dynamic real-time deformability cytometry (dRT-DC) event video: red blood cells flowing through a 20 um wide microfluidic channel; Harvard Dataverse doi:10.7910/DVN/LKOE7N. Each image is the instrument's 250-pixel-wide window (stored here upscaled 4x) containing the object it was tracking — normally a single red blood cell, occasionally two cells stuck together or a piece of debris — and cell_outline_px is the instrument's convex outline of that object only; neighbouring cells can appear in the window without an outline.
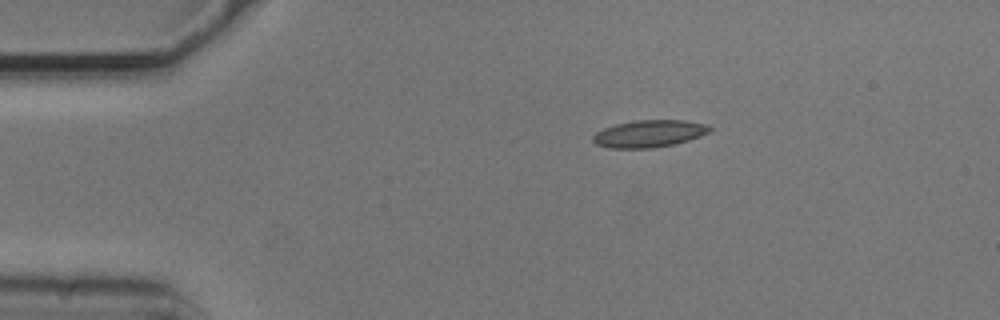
{"species": "common noctule bat (a hibernating species)", "species_latin": "Nyctalus noctula", "temperature_condition": "cold", "stored_images_in_passage": 42, "camera_frame_rate_fps": 3000, "um_per_image_px": 0.085, "animal": {"sex": "male", "body_mass_g": 20.5, "forearm_length_mm": 52.5}, "frame": {"image": 1, "passage_image": 1, "time_ms": 0.0, "image_size_px": [1000, 320], "cell_outline_px": [[712, 128], [708, 132], [700, 136], [676, 144], [652, 148], [608, 148], [596, 144], [592, 140], [592, 136], [596, 132], [604, 128], [616, 124], [636, 120], [684, 120], [704, 124]], "centroid_in_image_um": [55.14, 11.37], "position_along_channel_um": 29.9, "area_um2": 18.44}}
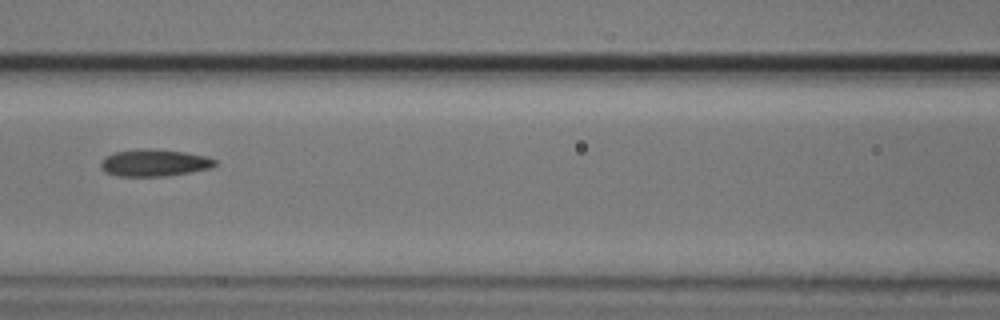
{"frame": {"image": 2, "passage_image": 15, "time_ms": 4.667, "image_size_px": [1000, 320], "cell_outline_px": [[216, 164], [212, 168], [192, 172], [168, 176], [116, 176], [104, 172], [100, 164], [104, 156], [116, 152], [136, 148], [148, 148], [184, 152], [208, 156], [216, 160]], "centroid_in_image_um": [13.12, 13.84], "position_along_channel_um": 153.5, "area_um2": 18.26}}
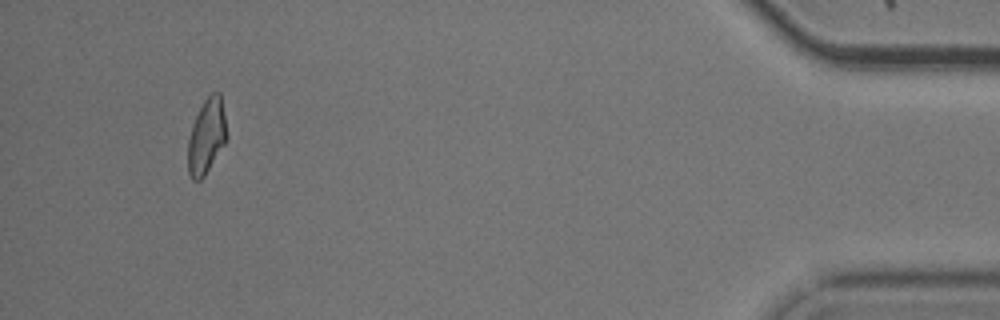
{"frame": {"image": 3, "passage_image": 42, "time_ms": 13.667, "image_size_px": [1000, 320], "cell_outline_px": [[228, 136], [224, 144], [204, 176], [200, 180], [192, 180], [188, 172], [188, 140], [192, 124], [204, 100], [212, 92], [220, 92]], "centroid_in_image_um": [17.55, 11.58], "position_along_channel_um": 417.6, "area_um2": 16.82}, "authors_computed_cell_mechanics": {"area_um2": 17.5423, "velocity_mm_per_s": 3.7292, "shape_relaxation_time_tau1_ms": 8.4576, "shape_relaxation_time_tau2_ms": 2.7072, "deformation_change_tau1": 0.1923, "deformation_change_tau2": 0.104}}